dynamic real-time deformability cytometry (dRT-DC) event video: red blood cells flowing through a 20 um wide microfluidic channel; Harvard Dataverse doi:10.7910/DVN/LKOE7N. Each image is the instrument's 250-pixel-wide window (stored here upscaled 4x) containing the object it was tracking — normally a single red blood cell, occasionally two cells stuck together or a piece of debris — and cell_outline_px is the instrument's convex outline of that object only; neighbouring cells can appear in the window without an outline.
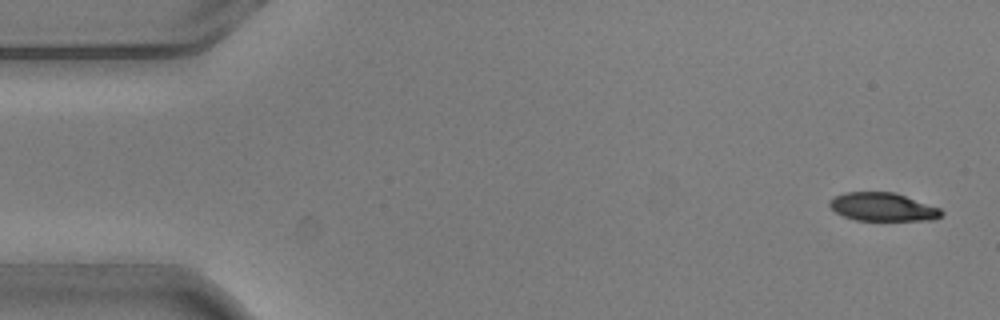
{"species": "common noctule bat (a hibernating species)", "species_latin": "Nyctalus noctula", "temperature_condition": "warm", "stored_images_in_passage": 4, "camera_frame_rate_fps": 3000, "um_per_image_px": 0.085, "animal": {"sex": "male", "body_mass_g": 20.5, "forearm_length_mm": 52.5}, "frame": {"image": 1, "passage_image": 1, "time_ms": 0.0, "image_size_px": [1000, 320], "cell_outline_px": [[944, 212], [940, 216], [932, 220], [856, 220], [844, 216], [836, 212], [828, 204], [828, 200], [832, 196], [844, 192], [896, 192], [940, 208]], "centroid_in_image_um": [75.01, 17.57], "position_along_channel_um": 10.0, "area_um2": 18.55}}